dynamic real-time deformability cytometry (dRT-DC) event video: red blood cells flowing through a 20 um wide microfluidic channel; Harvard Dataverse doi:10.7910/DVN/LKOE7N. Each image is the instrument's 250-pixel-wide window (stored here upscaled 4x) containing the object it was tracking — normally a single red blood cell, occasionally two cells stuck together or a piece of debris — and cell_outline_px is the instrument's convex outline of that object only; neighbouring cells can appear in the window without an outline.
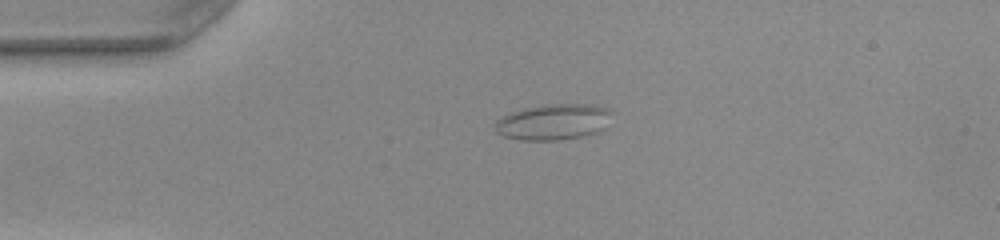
{"species": "common noctule bat (a hibernating species)", "species_latin": "Nyctalus noctula", "temperature_condition": "warm", "stored_images_in_passage": 41, "camera_frame_rate_fps": 3000, "um_per_image_px": 0.085, "animal": {"sex": "female", "body_mass_g": 22.0, "forearm_length_mm": 56.7}, "frame": {"image": 1, "passage_image": 1, "time_ms": 0.0, "image_size_px": [1000, 240], "cell_outline_px": [[616, 112], [604, 128], [596, 132], [580, 136], [560, 140], [520, 140], [504, 136], [496, 132], [496, 120], [512, 112], [524, 108], [544, 104], [592, 104]], "centroid_in_image_um": [47.07, 10.35], "position_along_channel_um": 37.9, "area_um2": 24.45}}
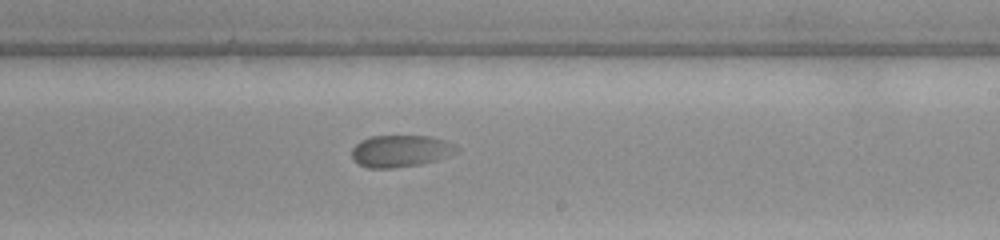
{"frame": {"image": 2, "passage_image": 20, "time_ms": 6.333, "image_size_px": [1000, 240], "cell_outline_px": [[460, 148], [456, 152], [436, 160], [420, 164], [392, 168], [368, 168], [356, 164], [352, 160], [352, 148], [360, 140], [372, 136], [432, 136], [444, 140]], "centroid_in_image_um": [34.0, 12.84], "position_along_channel_um": 255.0, "area_um2": 19.54}}
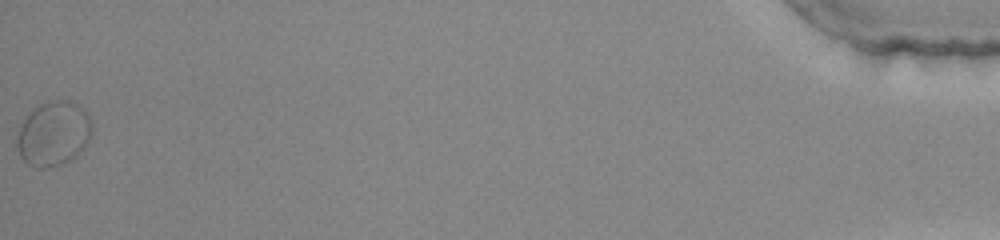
{"frame": {"image": 3, "passage_image": 41, "time_ms": 13.333, "image_size_px": [1000, 240], "cell_outline_px": [[92, 128], [88, 140], [84, 148], [76, 156], [60, 164], [48, 168], [40, 168], [28, 164], [20, 156], [16, 144], [16, 136], [24, 120], [40, 104], [48, 100], [68, 100], [84, 108], [88, 112], [92, 124]], "centroid_in_image_um": [4.56, 11.35], "position_along_channel_um": 430.6, "area_um2": 28.09}}